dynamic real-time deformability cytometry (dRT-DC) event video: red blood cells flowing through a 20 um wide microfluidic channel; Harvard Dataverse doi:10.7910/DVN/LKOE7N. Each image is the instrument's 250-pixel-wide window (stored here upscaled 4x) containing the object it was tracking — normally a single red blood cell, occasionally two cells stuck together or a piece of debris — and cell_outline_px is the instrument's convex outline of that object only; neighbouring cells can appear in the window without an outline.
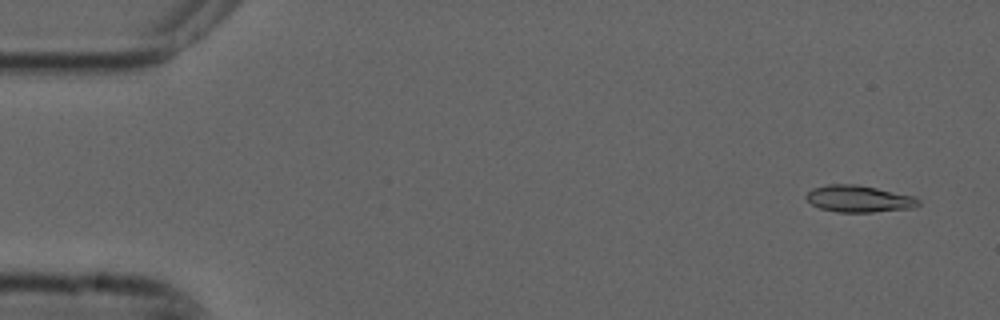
{"species": "common noctule bat (a hibernating species)", "species_latin": "Nyctalus noctula", "temperature_condition": "cold", "stored_images_in_passage": 6, "camera_frame_rate_fps": 3000, "um_per_image_px": 0.085, "animal": {"sex": "male", "forearm_length_mm": 52.5}, "frame": {"image": 1, "passage_image": 1, "time_ms": 0.0, "image_size_px": [1000, 320], "cell_outline_px": [[920, 204], [916, 208], [872, 212], [836, 212], [820, 208], [812, 204], [804, 196], [812, 188], [828, 184], [856, 184], [916, 196], [920, 200]], "centroid_in_image_um": [73.04, 16.9], "position_along_channel_um": 12.0, "area_um2": 17.69}}
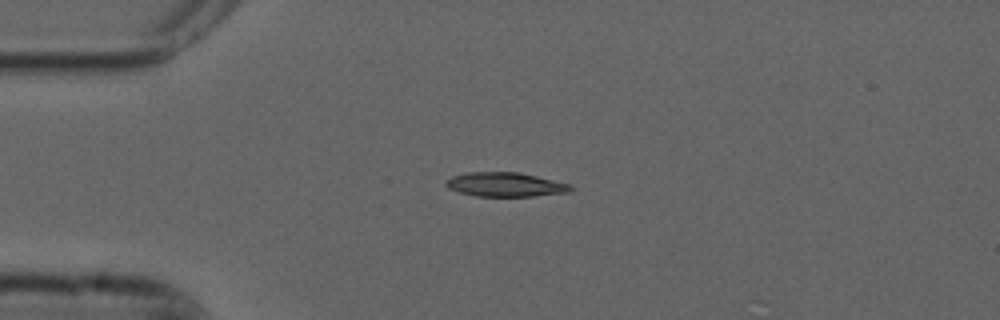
{"frame": {"image": 2, "passage_image": 4, "time_ms": 1.0, "image_size_px": [1000, 320], "cell_outline_px": [[572, 192], [532, 196], [476, 196], [460, 192], [448, 188], [444, 184], [444, 180], [452, 176], [468, 172], [516, 172], [536, 176], [572, 184]], "centroid_in_image_um": [42.95, 15.68], "position_along_channel_um": 42.1, "area_um2": 17.63}}
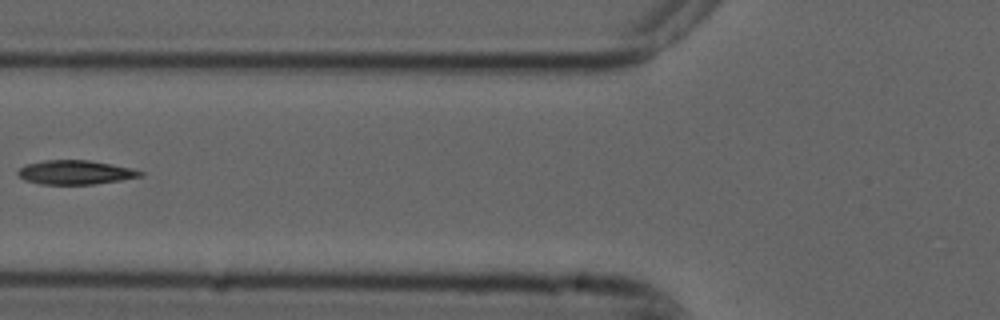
{"frame": {"image": 3, "passage_image": 6, "time_ms": 1.667, "image_size_px": [1000, 320], "cell_outline_px": [[144, 176], [120, 180], [92, 184], [40, 184], [24, 180], [16, 172], [24, 164], [44, 160], [88, 160], [112, 164], [132, 168], [144, 172]], "centroid_in_image_um": [6.39, 14.64], "position_along_channel_um": 119.4, "area_um2": 17.22}}